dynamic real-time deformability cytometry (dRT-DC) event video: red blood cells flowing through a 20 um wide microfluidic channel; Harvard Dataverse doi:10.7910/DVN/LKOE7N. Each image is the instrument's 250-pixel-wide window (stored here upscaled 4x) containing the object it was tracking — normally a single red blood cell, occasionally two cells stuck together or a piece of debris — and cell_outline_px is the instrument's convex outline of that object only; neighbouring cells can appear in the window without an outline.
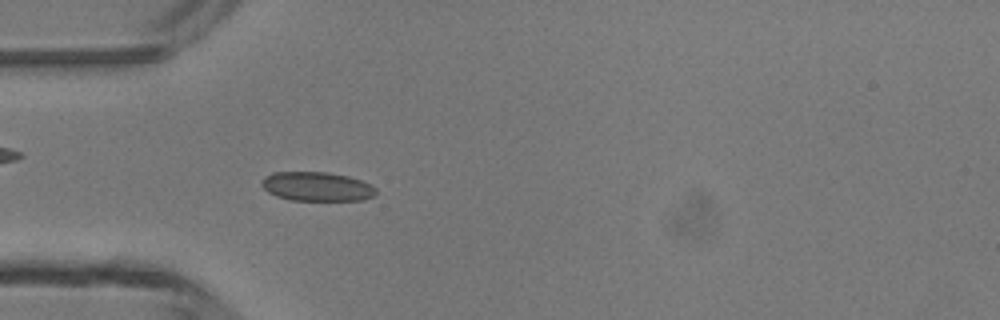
{"species": "common noctule bat (a hibernating species)", "species_latin": "Nyctalus noctula", "temperature_condition": "room temperature", "stored_images_in_passage": 4, "camera_frame_rate_fps": 3000, "um_per_image_px": 0.085, "animal": {"sex": "male", "body_mass_g": 13.3}, "frame": {"image": 1, "passage_image": 4, "time_ms": 4.333, "image_size_px": [1000, 320], "cell_outline_px": [[376, 196], [364, 200], [292, 200], [276, 196], [268, 192], [260, 184], [264, 176], [272, 172], [328, 172], [348, 176], [372, 184], [376, 188]], "centroid_in_image_um": [26.95, 15.85], "position_along_channel_um": 58.1, "area_um2": 19.59}}